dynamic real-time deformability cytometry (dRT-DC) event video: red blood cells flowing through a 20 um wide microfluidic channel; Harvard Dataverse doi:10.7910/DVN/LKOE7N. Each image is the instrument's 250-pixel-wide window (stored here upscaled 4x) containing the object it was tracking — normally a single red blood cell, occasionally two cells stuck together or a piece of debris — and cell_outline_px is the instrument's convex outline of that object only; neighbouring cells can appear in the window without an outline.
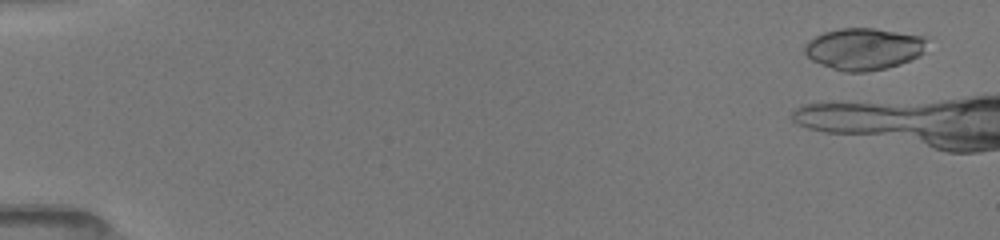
{"species": "common noctule bat (a hibernating species)", "species_latin": "Nyctalus noctula", "temperature_condition": "room temperature", "stored_images_in_passage": 16, "camera_frame_rate_fps": 3000, "um_per_image_px": 0.085, "animal": {"sex": "female", "body_mass_g": 19.5, "forearm_length_mm": 54.1}, "frame": {"image": 1, "passage_image": 7, "time_ms": 0.667, "image_size_px": [1000, 240], "cell_outline_px": [[928, 40], [924, 52], [900, 64], [884, 68], [864, 72], [844, 72], [820, 64], [812, 60], [804, 52], [804, 44], [808, 40], [824, 32], [840, 28], [872, 28], [928, 36]], "centroid_in_image_um": [73.43, 4.14], "position_along_channel_um": 11.6, "area_um2": 29.88}}